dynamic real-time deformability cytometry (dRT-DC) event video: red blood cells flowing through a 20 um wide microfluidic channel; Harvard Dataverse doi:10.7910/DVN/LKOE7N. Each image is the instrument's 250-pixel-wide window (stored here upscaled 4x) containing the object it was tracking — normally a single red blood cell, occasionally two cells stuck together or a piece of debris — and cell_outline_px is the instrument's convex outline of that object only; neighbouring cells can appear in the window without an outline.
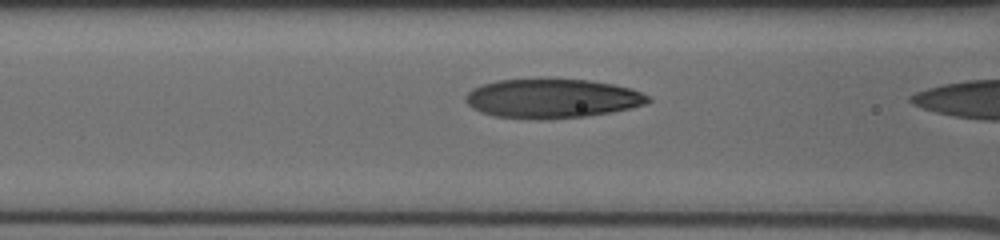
{"species": "human", "species_latin": "Homo sapiens", "temperature_condition": "cold", "stored_images_in_passage": 6, "camera_frame_rate_fps": 3000, "um_per_image_px": 0.085, "donor": {"sex": "male"}, "frame": {"image": 1, "passage_image": 5, "time_ms": 1.333, "image_size_px": [1000, 240], "cell_outline_px": [[652, 100], [644, 104], [632, 108], [612, 112], [584, 116], [540, 120], [496, 116], [480, 112], [472, 108], [464, 100], [468, 92], [472, 88], [496, 80], [540, 76], [548, 76], [588, 80], [612, 84], [632, 88], [648, 96]], "centroid_in_image_um": [46.9, 8.33], "position_along_channel_um": 119.7, "area_um2": 42.83}}